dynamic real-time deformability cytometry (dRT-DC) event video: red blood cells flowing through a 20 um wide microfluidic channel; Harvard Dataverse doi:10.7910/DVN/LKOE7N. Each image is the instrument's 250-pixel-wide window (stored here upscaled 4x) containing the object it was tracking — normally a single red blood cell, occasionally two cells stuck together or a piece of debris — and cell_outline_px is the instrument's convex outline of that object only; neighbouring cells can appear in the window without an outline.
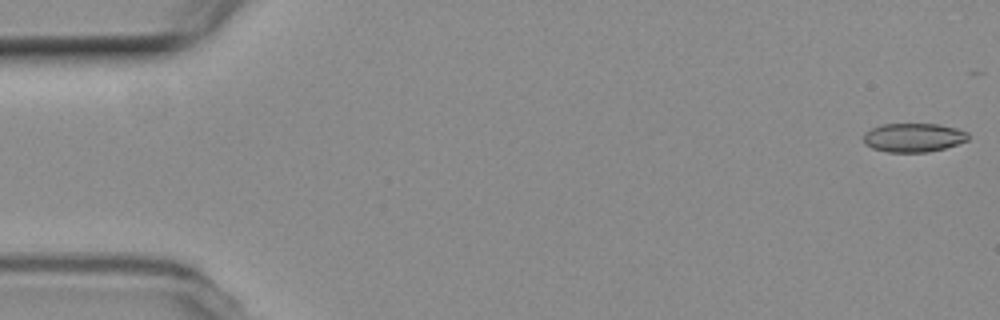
{"species": "common noctule bat (a hibernating species)", "species_latin": "Nyctalus noctula", "temperature_condition": "room temperature", "stored_images_in_passage": 7, "segment_of_instrument_passage": [1, 2], "camera_frame_rate_fps": 3000, "um_per_image_px": 0.085, "animal": {"sex": "female", "body_mass_g": 19.3, "forearm_length_mm": 54.1}, "frame": {"image": 1, "passage_image": 1, "time_ms": 0.0, "image_size_px": [1000, 320], "cell_outline_px": [[968, 140], [944, 148], [928, 152], [888, 152], [872, 148], [864, 144], [864, 132], [872, 128], [884, 124], [940, 124], [956, 128], [968, 132]], "centroid_in_image_um": [77.64, 11.69], "position_along_channel_um": 7.4, "area_um2": 17.57}}
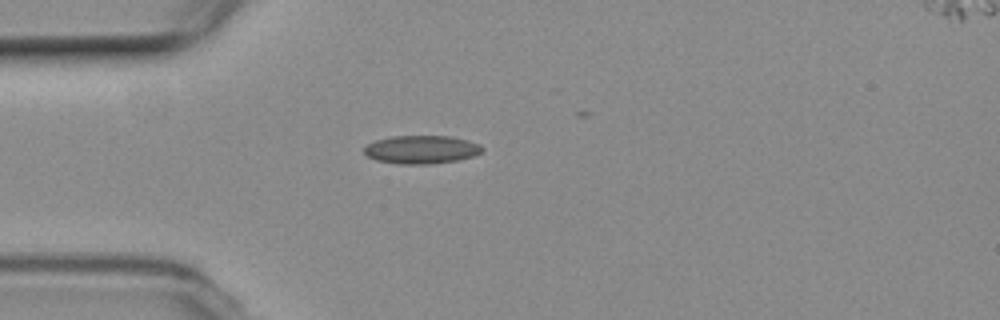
{"frame": {"image": 2, "passage_image": 5, "time_ms": 4.667, "image_size_px": [1000, 320], "cell_outline_px": [[484, 148], [480, 152], [472, 156], [456, 160], [432, 164], [400, 164], [376, 160], [368, 156], [364, 152], [364, 148], [368, 144], [376, 140], [392, 136], [448, 136], [468, 140], [480, 144]], "centroid_in_image_um": [35.82, 12.71], "position_along_channel_um": 49.2, "area_um2": 19.31}}